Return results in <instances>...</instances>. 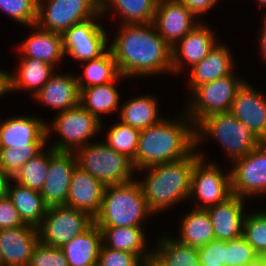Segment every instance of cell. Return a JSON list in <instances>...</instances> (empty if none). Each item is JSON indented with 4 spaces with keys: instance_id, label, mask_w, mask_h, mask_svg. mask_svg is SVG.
<instances>
[{
    "instance_id": "cell-1",
    "label": "cell",
    "mask_w": 266,
    "mask_h": 266,
    "mask_svg": "<svg viewBox=\"0 0 266 266\" xmlns=\"http://www.w3.org/2000/svg\"><path fill=\"white\" fill-rule=\"evenodd\" d=\"M121 28V29H120ZM109 45L121 76L172 73V48L151 24H121Z\"/></svg>"
},
{
    "instance_id": "cell-2",
    "label": "cell",
    "mask_w": 266,
    "mask_h": 266,
    "mask_svg": "<svg viewBox=\"0 0 266 266\" xmlns=\"http://www.w3.org/2000/svg\"><path fill=\"white\" fill-rule=\"evenodd\" d=\"M181 119L162 118L140 131L136 157L132 161L136 171L182 160L195 150V126L185 113Z\"/></svg>"
},
{
    "instance_id": "cell-3",
    "label": "cell",
    "mask_w": 266,
    "mask_h": 266,
    "mask_svg": "<svg viewBox=\"0 0 266 266\" xmlns=\"http://www.w3.org/2000/svg\"><path fill=\"white\" fill-rule=\"evenodd\" d=\"M197 150L195 148L182 160L141 169L147 171V174L145 173V179L138 182L148 207L154 214L172 208L178 202L189 198L192 170L200 158Z\"/></svg>"
},
{
    "instance_id": "cell-4",
    "label": "cell",
    "mask_w": 266,
    "mask_h": 266,
    "mask_svg": "<svg viewBox=\"0 0 266 266\" xmlns=\"http://www.w3.org/2000/svg\"><path fill=\"white\" fill-rule=\"evenodd\" d=\"M152 214L141 185L135 179L105 187L94 223L98 227H142V219Z\"/></svg>"
},
{
    "instance_id": "cell-5",
    "label": "cell",
    "mask_w": 266,
    "mask_h": 266,
    "mask_svg": "<svg viewBox=\"0 0 266 266\" xmlns=\"http://www.w3.org/2000/svg\"><path fill=\"white\" fill-rule=\"evenodd\" d=\"M213 136V137H212ZM204 137L214 138L227 152L229 160L242 158L258 147L262 141L230 111L211 114L195 126V148ZM198 146V147H197Z\"/></svg>"
},
{
    "instance_id": "cell-6",
    "label": "cell",
    "mask_w": 266,
    "mask_h": 266,
    "mask_svg": "<svg viewBox=\"0 0 266 266\" xmlns=\"http://www.w3.org/2000/svg\"><path fill=\"white\" fill-rule=\"evenodd\" d=\"M77 165L105 186L134 180L132 160L105 143L92 142L74 151Z\"/></svg>"
},
{
    "instance_id": "cell-7",
    "label": "cell",
    "mask_w": 266,
    "mask_h": 266,
    "mask_svg": "<svg viewBox=\"0 0 266 266\" xmlns=\"http://www.w3.org/2000/svg\"><path fill=\"white\" fill-rule=\"evenodd\" d=\"M244 82L233 72L226 77L200 84L190 92V103L186 106L188 110L185 114L196 126L211 114L229 112L235 95Z\"/></svg>"
},
{
    "instance_id": "cell-8",
    "label": "cell",
    "mask_w": 266,
    "mask_h": 266,
    "mask_svg": "<svg viewBox=\"0 0 266 266\" xmlns=\"http://www.w3.org/2000/svg\"><path fill=\"white\" fill-rule=\"evenodd\" d=\"M103 122L91 115L81 105L58 113L52 122V127L47 125V138L51 131L60 135L59 141L53 142L51 148L55 151L73 152L84 147L98 132L101 131ZM53 128V129H52ZM87 141V142H86Z\"/></svg>"
},
{
    "instance_id": "cell-9",
    "label": "cell",
    "mask_w": 266,
    "mask_h": 266,
    "mask_svg": "<svg viewBox=\"0 0 266 266\" xmlns=\"http://www.w3.org/2000/svg\"><path fill=\"white\" fill-rule=\"evenodd\" d=\"M94 224V218L84 211L66 205L48 207L38 227L41 243L61 248Z\"/></svg>"
},
{
    "instance_id": "cell-10",
    "label": "cell",
    "mask_w": 266,
    "mask_h": 266,
    "mask_svg": "<svg viewBox=\"0 0 266 266\" xmlns=\"http://www.w3.org/2000/svg\"><path fill=\"white\" fill-rule=\"evenodd\" d=\"M98 13L99 0H38L36 26L63 34Z\"/></svg>"
},
{
    "instance_id": "cell-11",
    "label": "cell",
    "mask_w": 266,
    "mask_h": 266,
    "mask_svg": "<svg viewBox=\"0 0 266 266\" xmlns=\"http://www.w3.org/2000/svg\"><path fill=\"white\" fill-rule=\"evenodd\" d=\"M195 162L191 175L189 198H197L199 209H207L224 202L232 195L230 171L226 174L213 162L206 163L204 155Z\"/></svg>"
},
{
    "instance_id": "cell-12",
    "label": "cell",
    "mask_w": 266,
    "mask_h": 266,
    "mask_svg": "<svg viewBox=\"0 0 266 266\" xmlns=\"http://www.w3.org/2000/svg\"><path fill=\"white\" fill-rule=\"evenodd\" d=\"M232 163V194L246 199L266 192V142Z\"/></svg>"
},
{
    "instance_id": "cell-13",
    "label": "cell",
    "mask_w": 266,
    "mask_h": 266,
    "mask_svg": "<svg viewBox=\"0 0 266 266\" xmlns=\"http://www.w3.org/2000/svg\"><path fill=\"white\" fill-rule=\"evenodd\" d=\"M100 15L71 26L62 34L65 55L79 61L96 59L108 50V35L101 25L95 22ZM107 48V49H106Z\"/></svg>"
},
{
    "instance_id": "cell-14",
    "label": "cell",
    "mask_w": 266,
    "mask_h": 266,
    "mask_svg": "<svg viewBox=\"0 0 266 266\" xmlns=\"http://www.w3.org/2000/svg\"><path fill=\"white\" fill-rule=\"evenodd\" d=\"M34 116H13L0 121V148H45L47 124Z\"/></svg>"
},
{
    "instance_id": "cell-15",
    "label": "cell",
    "mask_w": 266,
    "mask_h": 266,
    "mask_svg": "<svg viewBox=\"0 0 266 266\" xmlns=\"http://www.w3.org/2000/svg\"><path fill=\"white\" fill-rule=\"evenodd\" d=\"M76 166L74 151H55L50 147L49 172L40 191L48 207L66 205L70 181Z\"/></svg>"
},
{
    "instance_id": "cell-16",
    "label": "cell",
    "mask_w": 266,
    "mask_h": 266,
    "mask_svg": "<svg viewBox=\"0 0 266 266\" xmlns=\"http://www.w3.org/2000/svg\"><path fill=\"white\" fill-rule=\"evenodd\" d=\"M196 18L179 0H160L157 3L153 24L157 33L172 48L199 24L195 22Z\"/></svg>"
},
{
    "instance_id": "cell-17",
    "label": "cell",
    "mask_w": 266,
    "mask_h": 266,
    "mask_svg": "<svg viewBox=\"0 0 266 266\" xmlns=\"http://www.w3.org/2000/svg\"><path fill=\"white\" fill-rule=\"evenodd\" d=\"M215 37L206 24H197L172 47V73L180 72L186 63L192 68L201 62L218 43Z\"/></svg>"
},
{
    "instance_id": "cell-18",
    "label": "cell",
    "mask_w": 266,
    "mask_h": 266,
    "mask_svg": "<svg viewBox=\"0 0 266 266\" xmlns=\"http://www.w3.org/2000/svg\"><path fill=\"white\" fill-rule=\"evenodd\" d=\"M230 112L262 142H266V97L246 81L237 91Z\"/></svg>"
},
{
    "instance_id": "cell-19",
    "label": "cell",
    "mask_w": 266,
    "mask_h": 266,
    "mask_svg": "<svg viewBox=\"0 0 266 266\" xmlns=\"http://www.w3.org/2000/svg\"><path fill=\"white\" fill-rule=\"evenodd\" d=\"M38 228L22 225L0 230V251L4 266H29L39 243Z\"/></svg>"
},
{
    "instance_id": "cell-20",
    "label": "cell",
    "mask_w": 266,
    "mask_h": 266,
    "mask_svg": "<svg viewBox=\"0 0 266 266\" xmlns=\"http://www.w3.org/2000/svg\"><path fill=\"white\" fill-rule=\"evenodd\" d=\"M105 187L77 165L70 181L66 206L84 211L95 218L101 209Z\"/></svg>"
},
{
    "instance_id": "cell-21",
    "label": "cell",
    "mask_w": 266,
    "mask_h": 266,
    "mask_svg": "<svg viewBox=\"0 0 266 266\" xmlns=\"http://www.w3.org/2000/svg\"><path fill=\"white\" fill-rule=\"evenodd\" d=\"M245 199L232 194L224 202L207 208L216 240L229 241L243 236Z\"/></svg>"
},
{
    "instance_id": "cell-22",
    "label": "cell",
    "mask_w": 266,
    "mask_h": 266,
    "mask_svg": "<svg viewBox=\"0 0 266 266\" xmlns=\"http://www.w3.org/2000/svg\"><path fill=\"white\" fill-rule=\"evenodd\" d=\"M41 102L59 113L80 105V89L77 77L70 74L54 73L48 82L34 96Z\"/></svg>"
},
{
    "instance_id": "cell-23",
    "label": "cell",
    "mask_w": 266,
    "mask_h": 266,
    "mask_svg": "<svg viewBox=\"0 0 266 266\" xmlns=\"http://www.w3.org/2000/svg\"><path fill=\"white\" fill-rule=\"evenodd\" d=\"M233 66V58L228 46L218 42L201 62L190 68V90L192 91L200 84H206L232 74Z\"/></svg>"
},
{
    "instance_id": "cell-24",
    "label": "cell",
    "mask_w": 266,
    "mask_h": 266,
    "mask_svg": "<svg viewBox=\"0 0 266 266\" xmlns=\"http://www.w3.org/2000/svg\"><path fill=\"white\" fill-rule=\"evenodd\" d=\"M31 28H35V31L19 47L21 58L38 59L55 67L65 56L62 34L41 29L36 25Z\"/></svg>"
},
{
    "instance_id": "cell-25",
    "label": "cell",
    "mask_w": 266,
    "mask_h": 266,
    "mask_svg": "<svg viewBox=\"0 0 266 266\" xmlns=\"http://www.w3.org/2000/svg\"><path fill=\"white\" fill-rule=\"evenodd\" d=\"M102 244V231L94 223L84 233L64 244L61 249L69 266H97Z\"/></svg>"
},
{
    "instance_id": "cell-26",
    "label": "cell",
    "mask_w": 266,
    "mask_h": 266,
    "mask_svg": "<svg viewBox=\"0 0 266 266\" xmlns=\"http://www.w3.org/2000/svg\"><path fill=\"white\" fill-rule=\"evenodd\" d=\"M19 65L17 74H7L8 93L16 89H29L35 96L56 72L53 65L33 58H21Z\"/></svg>"
},
{
    "instance_id": "cell-27",
    "label": "cell",
    "mask_w": 266,
    "mask_h": 266,
    "mask_svg": "<svg viewBox=\"0 0 266 266\" xmlns=\"http://www.w3.org/2000/svg\"><path fill=\"white\" fill-rule=\"evenodd\" d=\"M105 247L137 254L143 261L153 255L146 249V235L142 227H99ZM147 250V251H146Z\"/></svg>"
},
{
    "instance_id": "cell-28",
    "label": "cell",
    "mask_w": 266,
    "mask_h": 266,
    "mask_svg": "<svg viewBox=\"0 0 266 266\" xmlns=\"http://www.w3.org/2000/svg\"><path fill=\"white\" fill-rule=\"evenodd\" d=\"M7 196L25 224L36 228L41 225L48 206L40 191L29 189L16 182L12 185L10 182Z\"/></svg>"
},
{
    "instance_id": "cell-29",
    "label": "cell",
    "mask_w": 266,
    "mask_h": 266,
    "mask_svg": "<svg viewBox=\"0 0 266 266\" xmlns=\"http://www.w3.org/2000/svg\"><path fill=\"white\" fill-rule=\"evenodd\" d=\"M157 3L158 0H99V13L103 17L111 7L120 17L121 24H151Z\"/></svg>"
},
{
    "instance_id": "cell-30",
    "label": "cell",
    "mask_w": 266,
    "mask_h": 266,
    "mask_svg": "<svg viewBox=\"0 0 266 266\" xmlns=\"http://www.w3.org/2000/svg\"><path fill=\"white\" fill-rule=\"evenodd\" d=\"M120 78L126 79L125 76L120 75L114 82L82 88L80 90V105L101 122L100 115L120 110V94L114 85Z\"/></svg>"
},
{
    "instance_id": "cell-31",
    "label": "cell",
    "mask_w": 266,
    "mask_h": 266,
    "mask_svg": "<svg viewBox=\"0 0 266 266\" xmlns=\"http://www.w3.org/2000/svg\"><path fill=\"white\" fill-rule=\"evenodd\" d=\"M158 110V103L154 97L138 96L121 105L119 119L122 123L141 131L162 119Z\"/></svg>"
},
{
    "instance_id": "cell-32",
    "label": "cell",
    "mask_w": 266,
    "mask_h": 266,
    "mask_svg": "<svg viewBox=\"0 0 266 266\" xmlns=\"http://www.w3.org/2000/svg\"><path fill=\"white\" fill-rule=\"evenodd\" d=\"M178 241L200 248L215 239L207 209L194 208L182 219Z\"/></svg>"
},
{
    "instance_id": "cell-33",
    "label": "cell",
    "mask_w": 266,
    "mask_h": 266,
    "mask_svg": "<svg viewBox=\"0 0 266 266\" xmlns=\"http://www.w3.org/2000/svg\"><path fill=\"white\" fill-rule=\"evenodd\" d=\"M153 255L165 266H201L198 248L181 243L176 238L163 236Z\"/></svg>"
},
{
    "instance_id": "cell-34",
    "label": "cell",
    "mask_w": 266,
    "mask_h": 266,
    "mask_svg": "<svg viewBox=\"0 0 266 266\" xmlns=\"http://www.w3.org/2000/svg\"><path fill=\"white\" fill-rule=\"evenodd\" d=\"M82 77L77 76L79 89L114 82L121 74L111 50L96 59L86 60ZM87 82H86V81Z\"/></svg>"
},
{
    "instance_id": "cell-35",
    "label": "cell",
    "mask_w": 266,
    "mask_h": 266,
    "mask_svg": "<svg viewBox=\"0 0 266 266\" xmlns=\"http://www.w3.org/2000/svg\"><path fill=\"white\" fill-rule=\"evenodd\" d=\"M26 162L13 178V181L29 189L41 191L50 166V148Z\"/></svg>"
},
{
    "instance_id": "cell-36",
    "label": "cell",
    "mask_w": 266,
    "mask_h": 266,
    "mask_svg": "<svg viewBox=\"0 0 266 266\" xmlns=\"http://www.w3.org/2000/svg\"><path fill=\"white\" fill-rule=\"evenodd\" d=\"M139 135L140 130L120 121L110 127L104 143L133 161L136 157Z\"/></svg>"
},
{
    "instance_id": "cell-37",
    "label": "cell",
    "mask_w": 266,
    "mask_h": 266,
    "mask_svg": "<svg viewBox=\"0 0 266 266\" xmlns=\"http://www.w3.org/2000/svg\"><path fill=\"white\" fill-rule=\"evenodd\" d=\"M243 237L258 255L266 250V212L259 211L245 215Z\"/></svg>"
},
{
    "instance_id": "cell-38",
    "label": "cell",
    "mask_w": 266,
    "mask_h": 266,
    "mask_svg": "<svg viewBox=\"0 0 266 266\" xmlns=\"http://www.w3.org/2000/svg\"><path fill=\"white\" fill-rule=\"evenodd\" d=\"M45 148H0V167L13 179L21 167Z\"/></svg>"
},
{
    "instance_id": "cell-39",
    "label": "cell",
    "mask_w": 266,
    "mask_h": 266,
    "mask_svg": "<svg viewBox=\"0 0 266 266\" xmlns=\"http://www.w3.org/2000/svg\"><path fill=\"white\" fill-rule=\"evenodd\" d=\"M0 8L21 24L36 25L38 0H0Z\"/></svg>"
},
{
    "instance_id": "cell-40",
    "label": "cell",
    "mask_w": 266,
    "mask_h": 266,
    "mask_svg": "<svg viewBox=\"0 0 266 266\" xmlns=\"http://www.w3.org/2000/svg\"><path fill=\"white\" fill-rule=\"evenodd\" d=\"M258 256L243 236L225 241V266H245Z\"/></svg>"
},
{
    "instance_id": "cell-41",
    "label": "cell",
    "mask_w": 266,
    "mask_h": 266,
    "mask_svg": "<svg viewBox=\"0 0 266 266\" xmlns=\"http://www.w3.org/2000/svg\"><path fill=\"white\" fill-rule=\"evenodd\" d=\"M29 266H69L63 250L39 241L34 248Z\"/></svg>"
},
{
    "instance_id": "cell-42",
    "label": "cell",
    "mask_w": 266,
    "mask_h": 266,
    "mask_svg": "<svg viewBox=\"0 0 266 266\" xmlns=\"http://www.w3.org/2000/svg\"><path fill=\"white\" fill-rule=\"evenodd\" d=\"M143 262L137 254L111 249L102 244L97 266H143Z\"/></svg>"
},
{
    "instance_id": "cell-43",
    "label": "cell",
    "mask_w": 266,
    "mask_h": 266,
    "mask_svg": "<svg viewBox=\"0 0 266 266\" xmlns=\"http://www.w3.org/2000/svg\"><path fill=\"white\" fill-rule=\"evenodd\" d=\"M201 266H225V241L216 240L198 248Z\"/></svg>"
},
{
    "instance_id": "cell-44",
    "label": "cell",
    "mask_w": 266,
    "mask_h": 266,
    "mask_svg": "<svg viewBox=\"0 0 266 266\" xmlns=\"http://www.w3.org/2000/svg\"><path fill=\"white\" fill-rule=\"evenodd\" d=\"M27 225L19 215V212L11 203L8 196L0 197V230Z\"/></svg>"
},
{
    "instance_id": "cell-45",
    "label": "cell",
    "mask_w": 266,
    "mask_h": 266,
    "mask_svg": "<svg viewBox=\"0 0 266 266\" xmlns=\"http://www.w3.org/2000/svg\"><path fill=\"white\" fill-rule=\"evenodd\" d=\"M182 2L196 17H200L205 12L213 8L218 0H179Z\"/></svg>"
},
{
    "instance_id": "cell-46",
    "label": "cell",
    "mask_w": 266,
    "mask_h": 266,
    "mask_svg": "<svg viewBox=\"0 0 266 266\" xmlns=\"http://www.w3.org/2000/svg\"><path fill=\"white\" fill-rule=\"evenodd\" d=\"M10 181L13 179L0 167V197L7 195Z\"/></svg>"
},
{
    "instance_id": "cell-47",
    "label": "cell",
    "mask_w": 266,
    "mask_h": 266,
    "mask_svg": "<svg viewBox=\"0 0 266 266\" xmlns=\"http://www.w3.org/2000/svg\"><path fill=\"white\" fill-rule=\"evenodd\" d=\"M8 72L0 69V97L8 93Z\"/></svg>"
},
{
    "instance_id": "cell-48",
    "label": "cell",
    "mask_w": 266,
    "mask_h": 266,
    "mask_svg": "<svg viewBox=\"0 0 266 266\" xmlns=\"http://www.w3.org/2000/svg\"><path fill=\"white\" fill-rule=\"evenodd\" d=\"M262 32L260 33V50L261 54L263 55V58L266 60V26L263 24V28L261 30Z\"/></svg>"
},
{
    "instance_id": "cell-49",
    "label": "cell",
    "mask_w": 266,
    "mask_h": 266,
    "mask_svg": "<svg viewBox=\"0 0 266 266\" xmlns=\"http://www.w3.org/2000/svg\"><path fill=\"white\" fill-rule=\"evenodd\" d=\"M143 266H165V265H163L154 255H152L143 262Z\"/></svg>"
},
{
    "instance_id": "cell-50",
    "label": "cell",
    "mask_w": 266,
    "mask_h": 266,
    "mask_svg": "<svg viewBox=\"0 0 266 266\" xmlns=\"http://www.w3.org/2000/svg\"><path fill=\"white\" fill-rule=\"evenodd\" d=\"M245 266H266L263 260L258 256L252 262L247 263Z\"/></svg>"
},
{
    "instance_id": "cell-51",
    "label": "cell",
    "mask_w": 266,
    "mask_h": 266,
    "mask_svg": "<svg viewBox=\"0 0 266 266\" xmlns=\"http://www.w3.org/2000/svg\"><path fill=\"white\" fill-rule=\"evenodd\" d=\"M259 257L263 260V262L266 264V250H264Z\"/></svg>"
},
{
    "instance_id": "cell-52",
    "label": "cell",
    "mask_w": 266,
    "mask_h": 266,
    "mask_svg": "<svg viewBox=\"0 0 266 266\" xmlns=\"http://www.w3.org/2000/svg\"><path fill=\"white\" fill-rule=\"evenodd\" d=\"M261 5L266 6V0H257Z\"/></svg>"
},
{
    "instance_id": "cell-53",
    "label": "cell",
    "mask_w": 266,
    "mask_h": 266,
    "mask_svg": "<svg viewBox=\"0 0 266 266\" xmlns=\"http://www.w3.org/2000/svg\"><path fill=\"white\" fill-rule=\"evenodd\" d=\"M0 266H4L2 261L1 251H0Z\"/></svg>"
},
{
    "instance_id": "cell-54",
    "label": "cell",
    "mask_w": 266,
    "mask_h": 266,
    "mask_svg": "<svg viewBox=\"0 0 266 266\" xmlns=\"http://www.w3.org/2000/svg\"><path fill=\"white\" fill-rule=\"evenodd\" d=\"M264 19H265V20H264V25L266 26V16L264 17Z\"/></svg>"
}]
</instances>
